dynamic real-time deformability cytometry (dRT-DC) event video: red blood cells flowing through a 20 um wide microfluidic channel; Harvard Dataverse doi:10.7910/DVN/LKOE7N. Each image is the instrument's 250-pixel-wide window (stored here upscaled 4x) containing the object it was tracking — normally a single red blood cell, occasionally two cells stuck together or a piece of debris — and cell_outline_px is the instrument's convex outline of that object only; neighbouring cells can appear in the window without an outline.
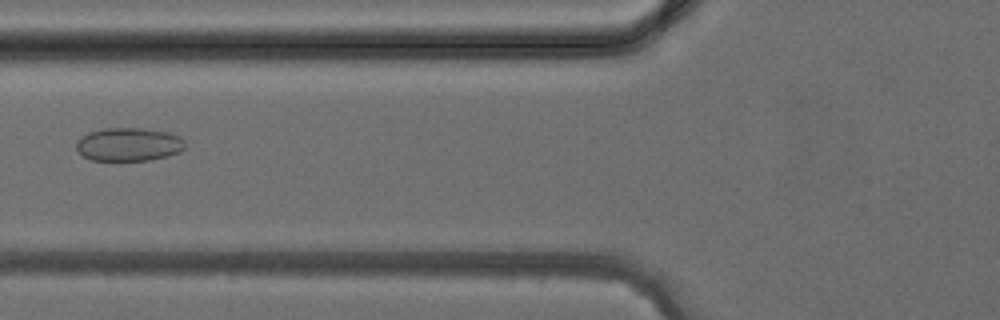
{"species": "common noctule bat (a hibernating species)", "species_latin": "Nyctalus noctula", "temperature_condition": "cold", "stored_images_in_passage": 4, "camera_frame_rate_fps": 3000, "um_per_image_px": 0.085, "animal": {"sex": "female", "body_mass_g": 24.6, "forearm_length_mm": 56.2}, "frame": {"image": 1, "passage_image": 4, "time_ms": 4.333, "image_size_px": [1000, 320], "cell_outline_px": [[184, 148], [180, 152], [168, 156], [148, 160], [88, 160], [76, 148], [76, 140], [80, 136], [88, 132], [104, 128], [140, 128], [168, 132], [184, 140]], "centroid_in_image_um": [10.9, 12.27], "position_along_channel_um": 114.9, "area_um2": 21.15}}